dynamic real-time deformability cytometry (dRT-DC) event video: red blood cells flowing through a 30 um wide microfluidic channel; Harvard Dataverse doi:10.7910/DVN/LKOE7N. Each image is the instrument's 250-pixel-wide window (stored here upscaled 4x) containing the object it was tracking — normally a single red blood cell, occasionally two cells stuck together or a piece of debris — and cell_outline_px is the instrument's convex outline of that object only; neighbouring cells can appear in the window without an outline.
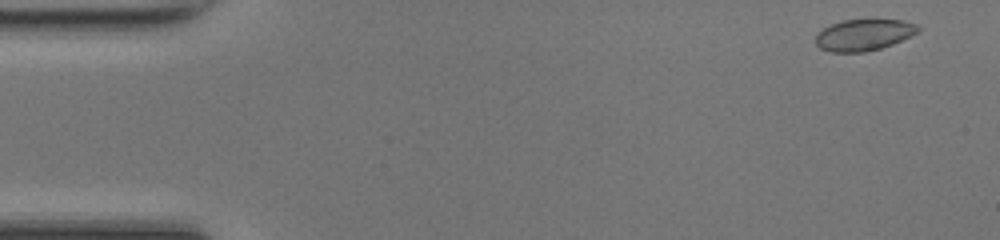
{"species": "common noctule bat (a hibernating species)", "species_latin": "Nyctalus noctula", "temperature_condition": "room temperature", "stored_images_in_passage": 47, "camera_frame_rate_fps": 3000, "um_per_image_px": 0.085, "animal": {"sex": "female", "body_mass_g": 17.0, "forearm_length_mm": 48.0}, "frame": {"image": 1, "passage_image": 1, "time_ms": 0.0, "image_size_px": [1000, 240], "cell_outline_px": [[920, 32], [912, 36], [892, 44], [880, 48], [864, 52], [832, 52], [820, 48], [816, 44], [816, 36], [824, 28], [832, 24], [844, 20], [904, 20], [916, 24], [920, 28]], "centroid_in_image_um": [73.46, 2.97], "position_along_channel_um": 11.5, "area_um2": 18.61}}
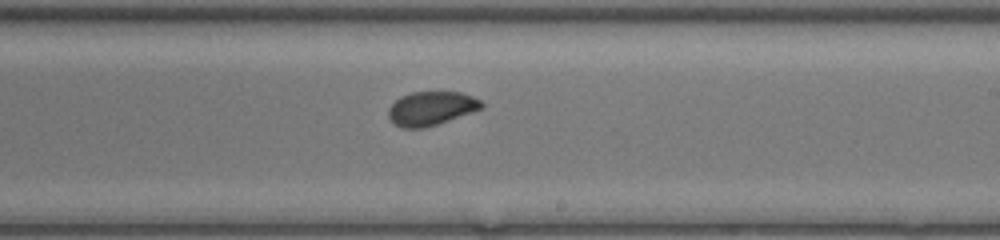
{"frame": {"image": 2, "passage_image": 27, "time_ms": 8.667, "image_size_px": [1000, 240], "cell_outline_px": [[484, 108], [424, 128], [400, 128], [388, 116], [388, 108], [400, 96], [412, 92], [460, 92], [472, 96], [480, 100], [484, 104]], "centroid_in_image_um": [36.65, 9.21], "position_along_channel_um": 252.4, "area_um2": 18.26}}
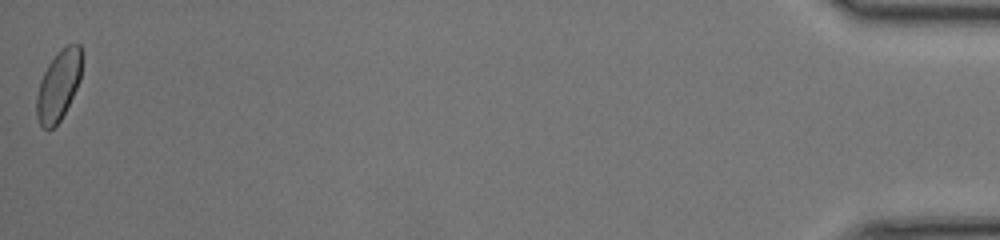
{"frame": {"image": 3, "passage_image": 47, "time_ms": 15.333, "image_size_px": [1000, 240], "cell_outline_px": [[84, 52], [80, 80], [60, 120], [52, 128], [44, 128], [40, 124], [36, 116], [36, 96], [40, 80], [48, 64], [60, 48], [68, 44], [80, 44]], "centroid_in_image_um": [4.99, 7.19], "position_along_channel_um": 430.2, "area_um2": 18.61}, "authors_computed_cell_mechanics": {"area_um2": 18.7272, "velocity_mm_per_s": 4.247, "shape_relaxation_time_tau1_ms": 1.9094, "shape_relaxation_time_tau2_ms": 1.1421, "deformation_change_tau1": 0.0512, "deformation_change_tau2": 0.0279}}